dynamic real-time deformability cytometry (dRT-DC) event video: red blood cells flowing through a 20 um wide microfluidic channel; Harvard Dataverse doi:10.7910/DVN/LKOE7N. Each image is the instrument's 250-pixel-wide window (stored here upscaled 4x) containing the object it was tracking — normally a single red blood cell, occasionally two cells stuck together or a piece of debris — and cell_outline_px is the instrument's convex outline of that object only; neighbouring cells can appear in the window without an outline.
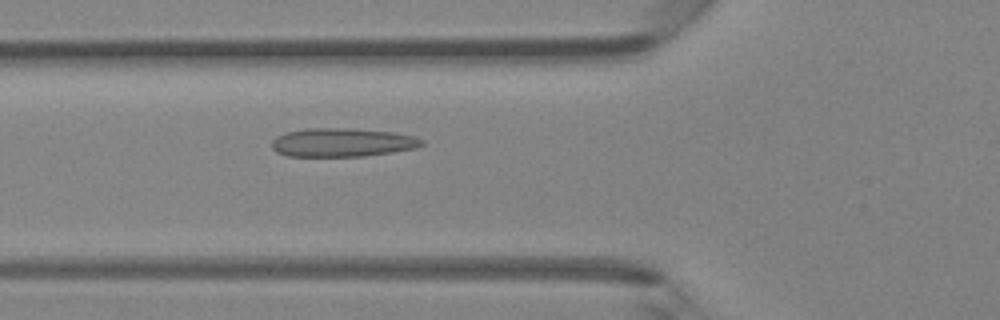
{"species": "Egyptian fruit bat (a non-hibernating species)", "species_latin": "Rousettus aegyptiacus", "temperature_condition": "room temperature", "stored_images_in_passage": 47, "camera_frame_rate_fps": 3000, "um_per_image_px": 0.085, "animal": {"sex": "female"}, "frame": {"image": 1, "passage_image": 17, "time_ms": 5.333, "image_size_px": [1000, 320], "cell_outline_px": [[424, 144], [416, 148], [392, 152], [364, 156], [288, 156], [276, 152], [272, 148], [272, 140], [276, 136], [284, 132], [308, 128], [352, 128], [392, 132], [412, 136], [424, 140]], "centroid_in_image_um": [29.06, 12.1], "position_along_channel_um": 96.7, "area_um2": 25.09}}
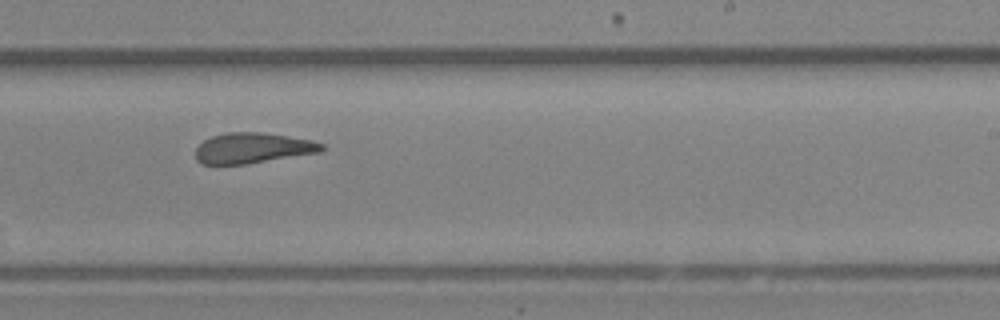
{"frame": {"image": 2, "passage_image": 29, "time_ms": 9.333, "image_size_px": [1000, 320], "cell_outline_px": [[324, 148], [320, 152], [244, 164], [200, 164], [196, 160], [196, 148], [204, 140], [212, 136], [228, 132], [260, 132], [288, 136], [312, 140], [324, 144]], "centroid_in_image_um": [21.46, 12.58], "position_along_channel_um": 267.5, "area_um2": 22.25}}
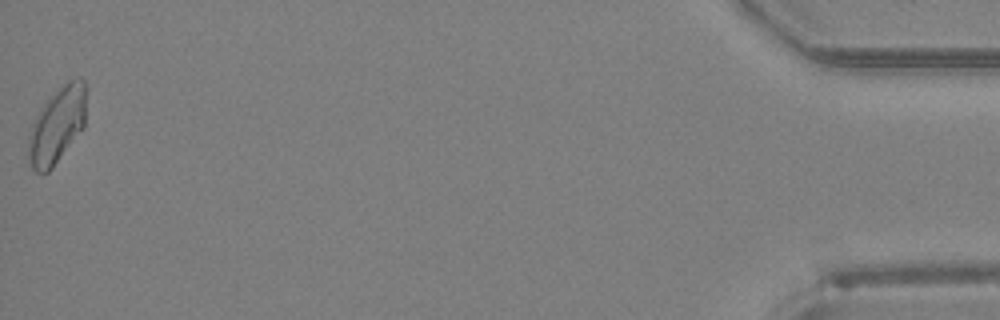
{"frame": {"image": 3, "passage_image": 47, "time_ms": 15.333, "image_size_px": [1000, 320], "cell_outline_px": [[88, 88], [84, 128], [52, 168], [48, 172], [36, 172], [32, 168], [28, 160], [28, 136], [32, 124], [36, 116], [44, 104], [68, 80], [80, 76], [84, 80]], "centroid_in_image_um": [4.9, 10.63], "position_along_channel_um": 430.3, "area_um2": 25.84}, "authors_computed_cell_mechanics": {"area_um2": 23.3512, "velocity_mm_per_s": 4.2887, "shape_relaxation_time_tau1_ms": null, "shape_relaxation_time_tau2_ms": 1.4375, "deformation_change_tau1": null, "deformation_change_tau2": 0.0839}}